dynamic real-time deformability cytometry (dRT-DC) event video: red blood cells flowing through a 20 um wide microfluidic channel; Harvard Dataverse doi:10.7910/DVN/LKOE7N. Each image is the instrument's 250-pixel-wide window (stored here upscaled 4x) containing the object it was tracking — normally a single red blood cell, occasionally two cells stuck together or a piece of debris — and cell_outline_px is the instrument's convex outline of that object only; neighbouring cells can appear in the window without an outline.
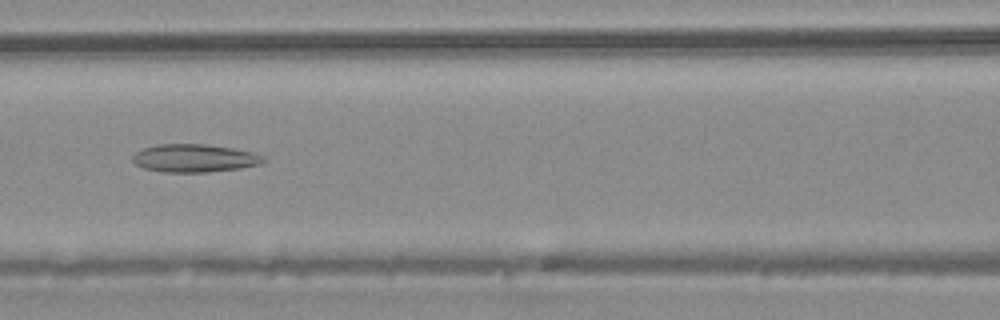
{"species": "common noctule bat (a hibernating species)", "species_latin": "Nyctalus noctula", "temperature_condition": "warm", "stored_images_in_passage": 45, "camera_frame_rate_fps": 3000, "um_per_image_px": 0.085, "animal": {"sex": "male", "body_mass_g": 20.4}, "frame": {"image": 1, "passage_image": 20, "time_ms": 6.333, "image_size_px": [1000, 320], "cell_outline_px": [[264, 160], [260, 164], [240, 168], [204, 172], [164, 172], [144, 168], [136, 164], [132, 160], [132, 156], [140, 148], [156, 144], [204, 144], [252, 152], [264, 156]], "centroid_in_image_um": [16.46, 13.44], "position_along_channel_um": 150.1, "area_um2": 21.15}}
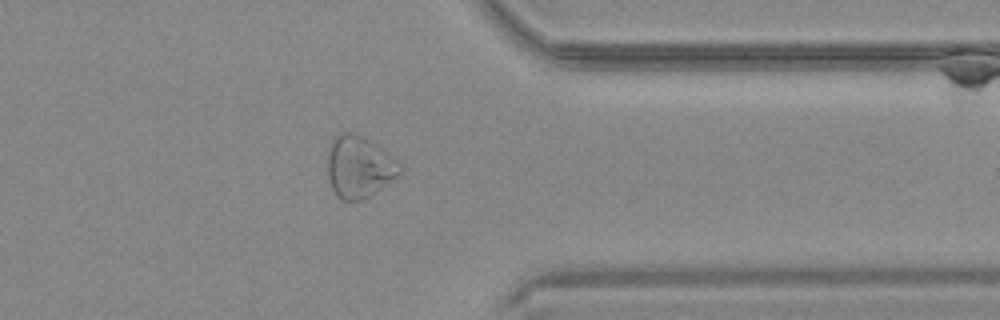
{"frame": {"image": 2, "passage_image": 36, "time_ms": 11.667, "image_size_px": [1000, 320], "cell_outline_px": [[400, 172], [396, 176], [368, 196], [360, 200], [340, 200], [336, 196], [332, 188], [328, 176], [328, 152], [332, 140], [340, 132], [352, 132], [360, 136], [388, 152], [400, 164]], "centroid_in_image_um": [30.48, 14.18], "position_along_channel_um": 380.9, "area_um2": 25.43}}
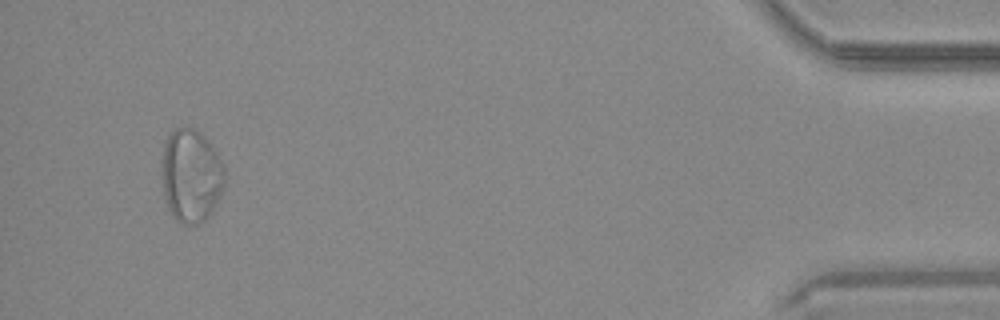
{"frame": {"image": 3, "passage_image": 43, "time_ms": 14.0, "image_size_px": [1000, 320], "cell_outline_px": [[224, 184], [220, 196], [208, 216], [204, 220], [196, 224], [184, 224], [176, 220], [172, 216], [168, 208], [164, 196], [160, 160], [164, 144], [168, 136], [176, 128], [196, 128], [208, 140], [216, 152], [224, 168]], "centroid_in_image_um": [16.21, 14.92], "position_along_channel_um": 419.0, "area_um2": 34.28}}